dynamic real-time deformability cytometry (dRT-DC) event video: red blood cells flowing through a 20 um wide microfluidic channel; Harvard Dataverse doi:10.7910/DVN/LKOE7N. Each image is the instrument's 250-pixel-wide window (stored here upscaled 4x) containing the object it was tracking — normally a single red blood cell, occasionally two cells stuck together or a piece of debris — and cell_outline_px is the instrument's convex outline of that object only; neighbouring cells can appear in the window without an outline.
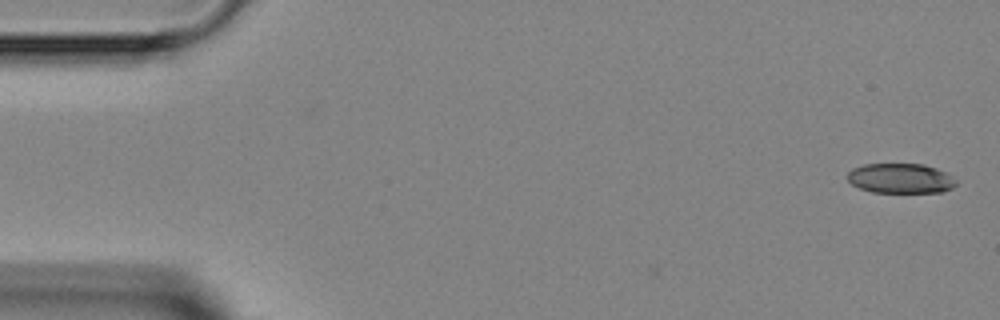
{"species": "Egyptian fruit bat (a non-hibernating species)", "species_latin": "Rousettus aegyptiacus", "temperature_condition": "room temperature", "stored_images_in_passage": 6, "camera_frame_rate_fps": 3000, "um_per_image_px": 0.085, "animal": {"sex": "female"}, "frame": {"image": 1, "passage_image": 1, "time_ms": 0.0, "image_size_px": [1000, 320], "cell_outline_px": [[956, 184], [952, 188], [944, 192], [872, 192], [860, 188], [852, 184], [848, 180], [848, 172], [852, 168], [864, 164], [924, 164], [936, 168], [944, 172], [956, 180]], "centroid_in_image_um": [76.54, 15.16], "position_along_channel_um": 8.5, "area_um2": 18.84}}
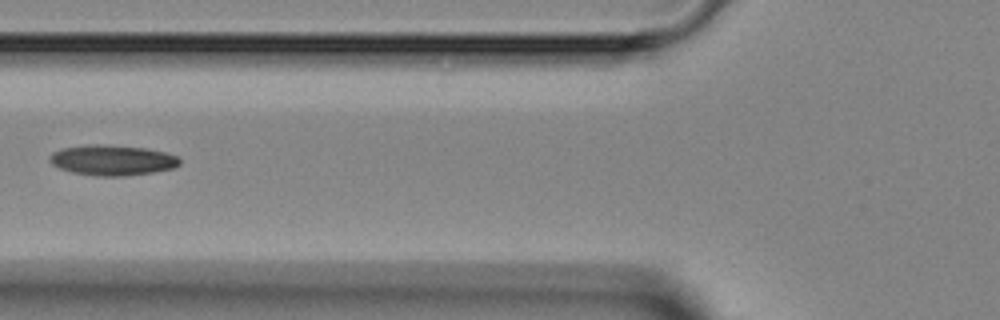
{"frame": {"image": 2, "passage_image": 5, "time_ms": 5.667, "image_size_px": [1000, 320], "cell_outline_px": [[180, 164], [172, 168], [152, 172], [120, 176], [96, 176], [72, 172], [60, 168], [52, 164], [48, 160], [48, 156], [52, 152], [64, 148], [88, 144], [96, 144], [148, 148], [164, 152], [176, 156], [180, 160]], "centroid_in_image_um": [9.51, 13.61], "position_along_channel_um": 116.3, "area_um2": 22.89}}
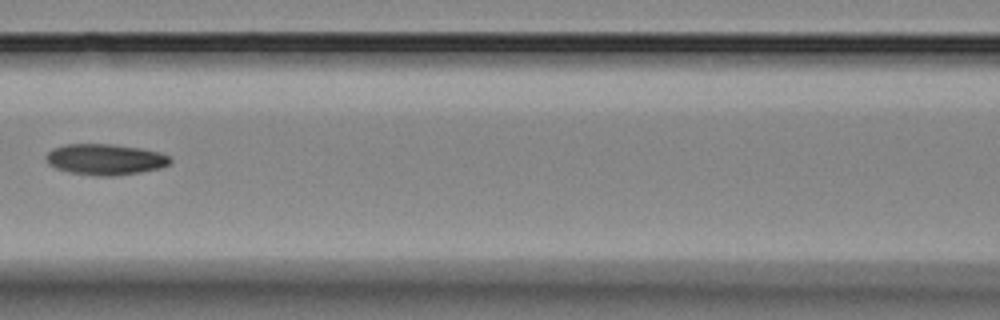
{"frame": {"image": 3, "passage_image": 6, "time_ms": 6.667, "image_size_px": [1000, 320], "cell_outline_px": [[172, 160], [168, 164], [160, 168], [140, 172], [112, 176], [96, 176], [68, 172], [56, 168], [48, 164], [44, 160], [44, 156], [52, 148], [64, 144], [112, 144], [140, 148], [160, 152], [168, 156]], "centroid_in_image_um": [8.89, 13.54], "position_along_channel_um": 157.7, "area_um2": 22.54}}